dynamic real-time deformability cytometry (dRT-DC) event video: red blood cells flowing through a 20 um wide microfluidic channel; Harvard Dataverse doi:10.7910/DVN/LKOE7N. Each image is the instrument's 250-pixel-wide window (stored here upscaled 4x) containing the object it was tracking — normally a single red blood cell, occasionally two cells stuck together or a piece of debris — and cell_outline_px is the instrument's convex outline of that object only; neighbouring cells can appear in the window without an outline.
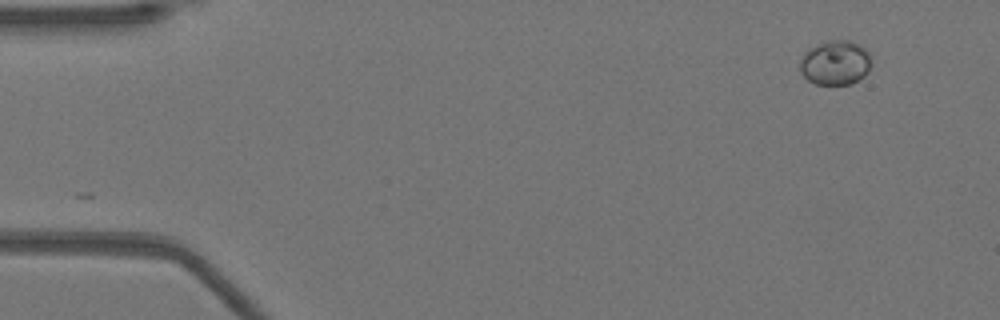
{"species": "Egyptian fruit bat (a non-hibernating species)", "species_latin": "Rousettus aegyptiacus", "temperature_condition": "warm", "stored_images_in_passage": 49, "camera_frame_rate_fps": 3000, "um_per_image_px": 0.085, "animal": {"sex": "female"}, "frame": {"image": 1, "passage_image": 1, "time_ms": 0.0, "image_size_px": [1000, 320], "cell_outline_px": [[868, 72], [864, 76], [852, 84], [816, 84], [808, 80], [800, 72], [800, 60], [808, 48], [816, 44], [828, 40], [852, 40], [860, 44], [868, 52]], "centroid_in_image_um": [70.97, 5.32], "position_along_channel_um": 14.0, "area_um2": 18.5}}
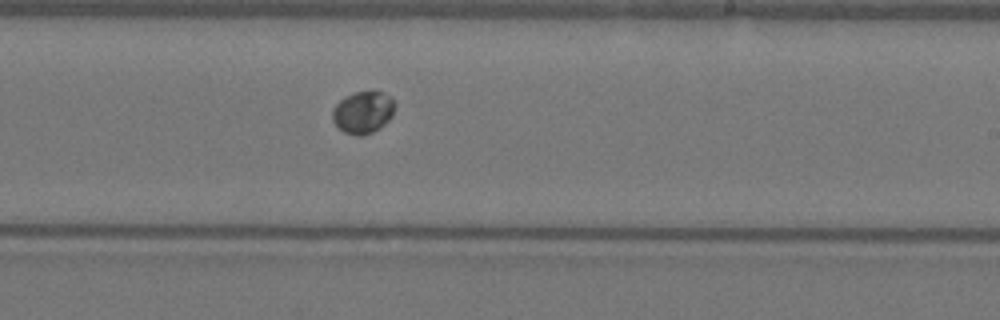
{"frame": {"image": 2, "passage_image": 28, "time_ms": 9.0, "image_size_px": [1000, 320], "cell_outline_px": [[396, 104], [392, 116], [380, 128], [372, 132], [360, 136], [356, 136], [344, 132], [332, 120], [332, 108], [344, 96], [356, 92], [384, 92], [392, 96]], "centroid_in_image_um": [30.87, 9.54], "position_along_channel_um": 258.1, "area_um2": 15.43}}
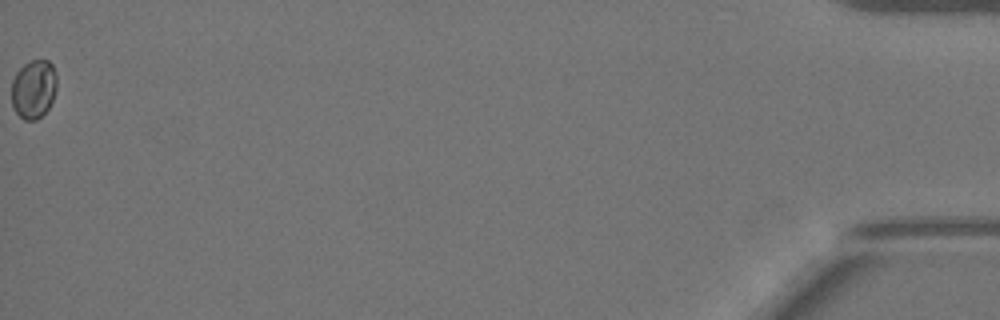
{"frame": {"image": 3, "passage_image": 49, "time_ms": 16.0, "image_size_px": [1000, 320], "cell_outline_px": [[56, 88], [52, 100], [48, 108], [36, 120], [24, 120], [16, 112], [12, 104], [12, 80], [16, 72], [24, 64], [32, 60], [48, 60], [52, 64], [56, 72]], "centroid_in_image_um": [2.86, 7.55], "position_along_channel_um": 432.3, "area_um2": 15.43}}